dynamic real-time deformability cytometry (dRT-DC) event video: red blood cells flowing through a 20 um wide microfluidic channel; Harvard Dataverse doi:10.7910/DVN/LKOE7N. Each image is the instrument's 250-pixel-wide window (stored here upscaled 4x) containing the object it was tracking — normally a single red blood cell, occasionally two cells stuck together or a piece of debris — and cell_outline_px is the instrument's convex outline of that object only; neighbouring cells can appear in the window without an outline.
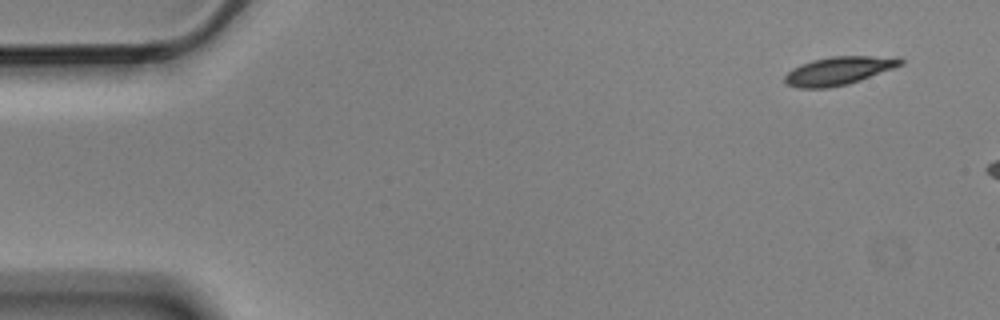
{"species": "Egyptian fruit bat (a non-hibernating species)", "species_latin": "Rousettus aegyptiacus", "temperature_condition": "cold", "stored_images_in_passage": 4, "camera_frame_rate_fps": 3000, "um_per_image_px": 0.085, "animal": {"sex": "male"}, "frame": {"image": 1, "passage_image": 1, "time_ms": 0.0, "image_size_px": [1000, 320], "cell_outline_px": [[904, 64], [860, 80], [848, 84], [828, 88], [800, 88], [788, 84], [784, 80], [784, 76], [792, 68], [800, 64], [812, 60], [828, 56], [900, 56], [904, 60]], "centroid_in_image_um": [71.32, 5.99], "position_along_channel_um": 13.7, "area_um2": 19.19}}